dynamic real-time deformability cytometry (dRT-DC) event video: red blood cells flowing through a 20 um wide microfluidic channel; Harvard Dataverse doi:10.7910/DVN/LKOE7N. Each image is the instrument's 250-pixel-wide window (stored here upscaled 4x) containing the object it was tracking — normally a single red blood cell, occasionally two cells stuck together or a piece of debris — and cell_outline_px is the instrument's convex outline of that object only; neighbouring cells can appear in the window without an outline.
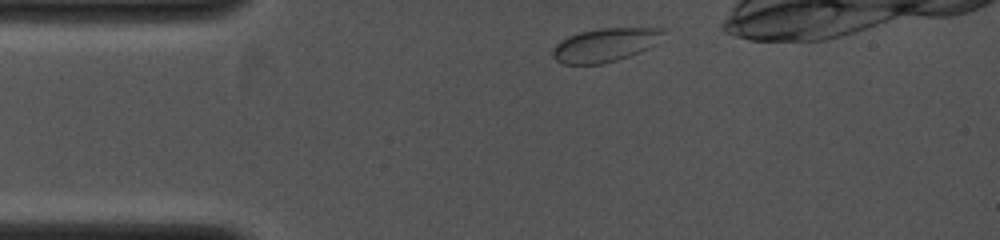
{"species": "common noctule bat (a hibernating species)", "species_latin": "Nyctalus noctula", "temperature_condition": "cold", "stored_images_in_passage": 30, "camera_frame_rate_fps": 4000, "um_per_image_px": 0.085, "animal": {"sex": "female", "body_mass_g": 19.0, "forearm_length_mm": 53.3}, "frame": {"image": 1, "passage_image": 4, "time_ms": 0.5, "image_size_px": [1000, 240], "cell_outline_px": [[668, 28], [656, 44], [640, 52], [616, 60], [600, 64], [564, 64], [556, 60], [552, 56], [552, 48], [560, 40], [568, 36], [580, 32], [600, 28]], "centroid_in_image_um": [51.42, 3.81], "position_along_channel_um": 33.6, "area_um2": 21.68}}
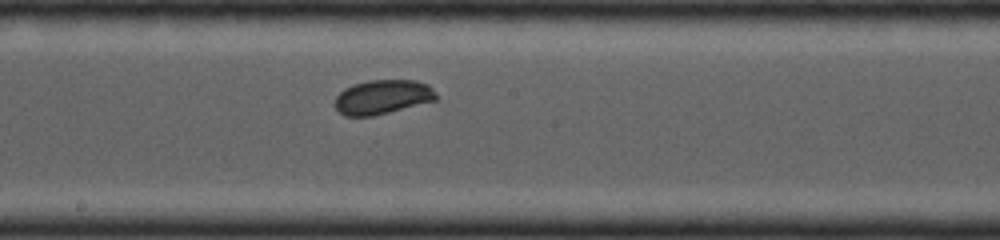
{"frame": {"image": 2, "passage_image": 15, "time_ms": 5.0, "image_size_px": [1000, 240], "cell_outline_px": [[436, 100], [372, 116], [344, 116], [336, 108], [336, 96], [340, 92], [356, 84], [372, 80], [416, 80], [428, 84], [432, 88], [436, 96]], "centroid_in_image_um": [32.53, 8.24], "position_along_channel_um": 215.7, "area_um2": 19.83}}
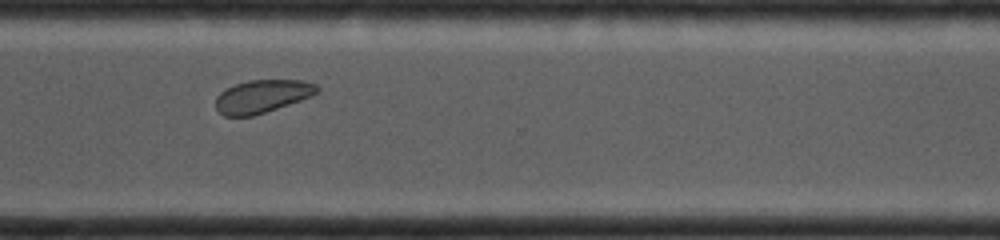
{"frame": {"image": 3, "passage_image": 29, "time_ms": 7.75, "image_size_px": [1000, 240], "cell_outline_px": [[320, 88], [316, 92], [300, 100], [252, 116], [224, 116], [216, 108], [216, 96], [220, 92], [236, 84], [252, 80], [300, 80], [316, 84]], "centroid_in_image_um": [22.25, 8.18], "position_along_channel_um": 348.3, "area_um2": 19.02}}